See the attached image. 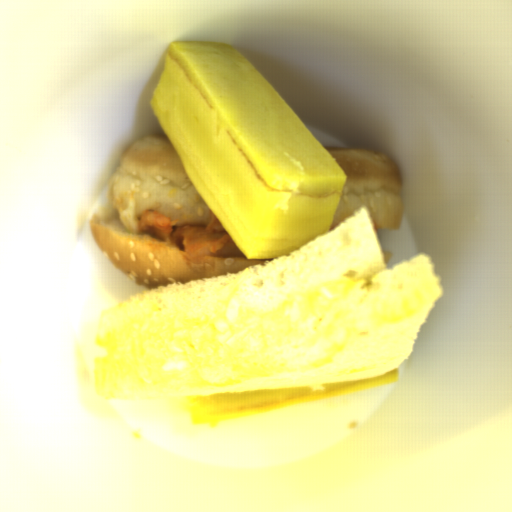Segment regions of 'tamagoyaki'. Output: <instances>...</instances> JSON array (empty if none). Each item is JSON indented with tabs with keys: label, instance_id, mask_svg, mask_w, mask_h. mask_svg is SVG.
<instances>
[{
	"label": "tamagoyaki",
	"instance_id": "obj_1",
	"mask_svg": "<svg viewBox=\"0 0 512 512\" xmlns=\"http://www.w3.org/2000/svg\"><path fill=\"white\" fill-rule=\"evenodd\" d=\"M149 105L245 258L330 233L345 172L233 44L170 42Z\"/></svg>",
	"mask_w": 512,
	"mask_h": 512
},
{
	"label": "tamagoyaki",
	"instance_id": "obj_2",
	"mask_svg": "<svg viewBox=\"0 0 512 512\" xmlns=\"http://www.w3.org/2000/svg\"><path fill=\"white\" fill-rule=\"evenodd\" d=\"M399 366L390 373L333 385L218 392L181 396L191 425L214 426L233 420L333 398L397 382Z\"/></svg>",
	"mask_w": 512,
	"mask_h": 512
}]
</instances>
